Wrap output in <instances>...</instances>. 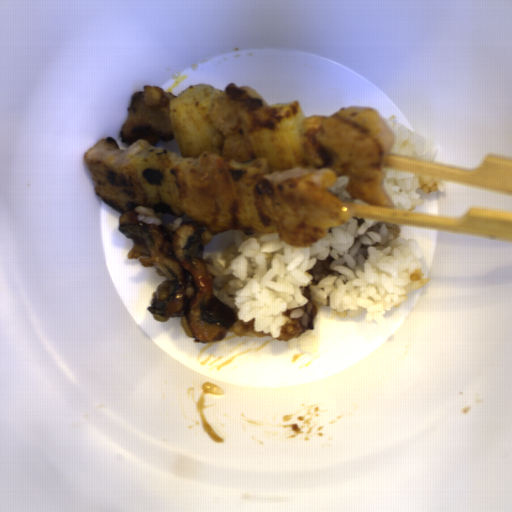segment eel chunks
Masks as SVG:
<instances>
[{
    "label": "eel chunks",
    "instance_id": "1",
    "mask_svg": "<svg viewBox=\"0 0 512 512\" xmlns=\"http://www.w3.org/2000/svg\"><path fill=\"white\" fill-rule=\"evenodd\" d=\"M118 229L134 243L127 259L138 260L144 269L153 267L156 275L166 277L146 307L157 322L181 317L185 335L194 342L213 343L227 336L240 318L215 296L214 276L204 259L211 232L196 220L181 222L172 231L139 220L135 210L119 214Z\"/></svg>",
    "mask_w": 512,
    "mask_h": 512
}]
</instances>
